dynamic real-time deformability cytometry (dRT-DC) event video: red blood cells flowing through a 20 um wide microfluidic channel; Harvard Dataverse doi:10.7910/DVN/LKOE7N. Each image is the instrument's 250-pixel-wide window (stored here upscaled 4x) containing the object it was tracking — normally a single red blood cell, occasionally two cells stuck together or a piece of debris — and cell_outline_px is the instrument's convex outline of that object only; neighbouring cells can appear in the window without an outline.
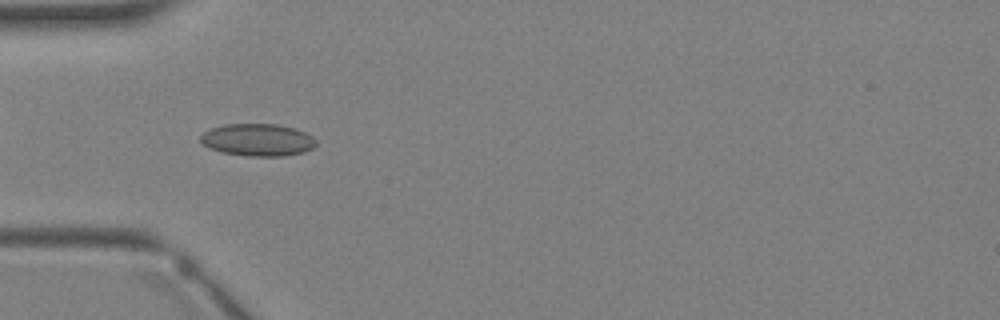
{"species": "Egyptian fruit bat (a non-hibernating species)", "species_latin": "Rousettus aegyptiacus", "temperature_condition": "warm", "stored_images_in_passage": 4, "camera_frame_rate_fps": 3000, "um_per_image_px": 0.085, "animal": {"sex": "female"}, "frame": {"image": 1, "passage_image": 3, "time_ms": 2.667, "image_size_px": [1000, 320], "cell_outline_px": [[316, 144], [312, 148], [304, 152], [284, 156], [248, 156], [224, 152], [208, 148], [200, 144], [200, 136], [204, 132], [212, 128], [224, 124], [276, 124], [296, 128], [312, 136], [316, 140]], "centroid_in_image_um": [21.89, 11.89], "position_along_channel_um": 63.1, "area_um2": 21.85}}
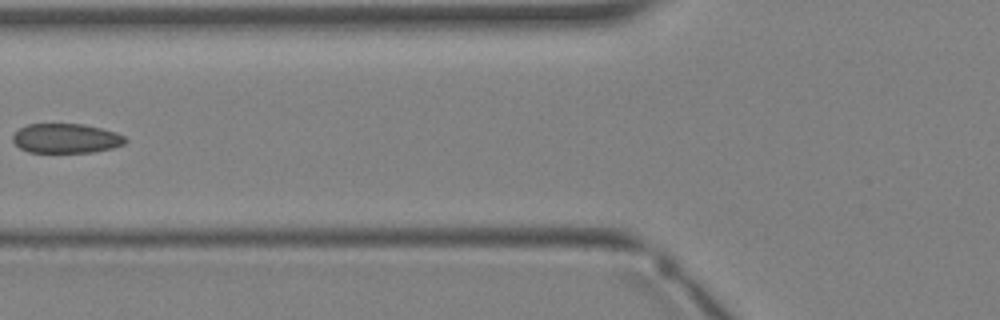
{"frame": {"image": 2, "passage_image": 4, "time_ms": 3.667, "image_size_px": [1000, 320], "cell_outline_px": [[128, 140], [124, 144], [112, 148], [92, 152], [28, 152], [20, 148], [12, 140], [12, 136], [20, 128], [28, 124], [84, 124], [116, 132], [124, 136]], "centroid_in_image_um": [5.62, 11.76], "position_along_channel_um": 120.2, "area_um2": 19.31}}